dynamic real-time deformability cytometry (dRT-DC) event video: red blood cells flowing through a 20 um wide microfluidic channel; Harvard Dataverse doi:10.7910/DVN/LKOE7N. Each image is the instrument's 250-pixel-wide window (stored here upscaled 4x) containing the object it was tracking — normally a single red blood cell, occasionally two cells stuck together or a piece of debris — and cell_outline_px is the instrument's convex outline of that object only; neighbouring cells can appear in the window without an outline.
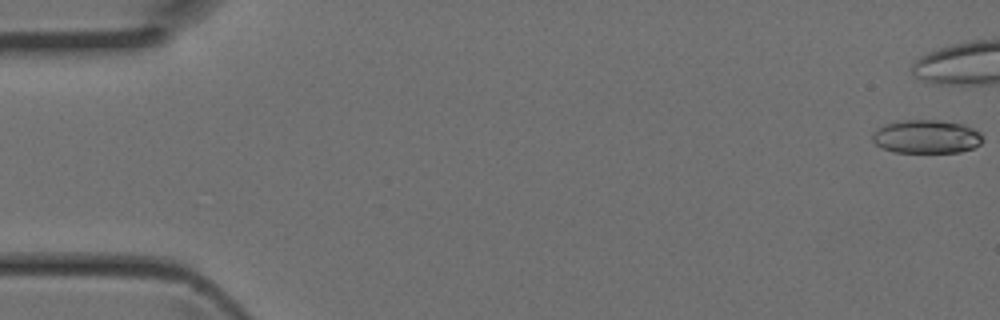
{"species": "Egyptian fruit bat (a non-hibernating species)", "species_latin": "Rousettus aegyptiacus", "temperature_condition": "room temperature", "stored_images_in_passage": 35, "camera_frame_rate_fps": 3000, "um_per_image_px": 0.085, "animal": {"sex": "female"}, "frame": {"image": 1, "passage_image": 1, "time_ms": 0.0, "image_size_px": [1000, 320], "cell_outline_px": [[984, 140], [980, 144], [972, 148], [960, 152], [892, 152], [876, 144], [872, 140], [872, 132], [876, 128], [884, 124], [896, 120], [940, 120], [964, 124], [980, 132]], "centroid_in_image_um": [78.73, 11.6], "position_along_channel_um": 6.3, "area_um2": 21.79}}